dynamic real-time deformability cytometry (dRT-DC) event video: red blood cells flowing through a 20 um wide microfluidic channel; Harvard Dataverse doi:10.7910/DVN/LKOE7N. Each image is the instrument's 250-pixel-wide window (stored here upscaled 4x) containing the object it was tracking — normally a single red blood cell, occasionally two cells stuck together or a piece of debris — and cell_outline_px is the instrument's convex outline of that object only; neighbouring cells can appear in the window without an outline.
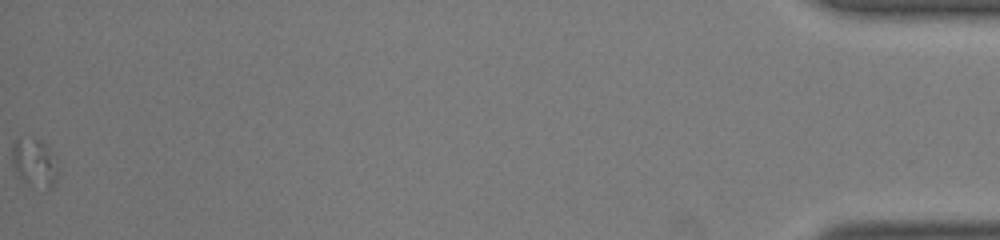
{"species": "common noctule bat (a hibernating species)", "species_latin": "Nyctalus noctula", "temperature_condition": "room temperature", "stored_images_in_passage": 38, "camera_frame_rate_fps": 3000, "um_per_image_px": 0.085, "animal": {"sex": "male", "body_mass_g": 19.0, "forearm_length_mm": 50.8}, "frame": {"image": 1, "passage_image": 38, "time_ms": 12.333, "image_size_px": [1000, 240], "cell_outline_px": [[56, 180], [48, 188], [32, 188], [20, 180], [12, 168], [12, 148], [16, 140], [36, 140], [48, 148], [56, 168]], "centroid_in_image_um": [2.84, 13.93], "position_along_channel_um": 432.4, "area_um2": 12.37}}